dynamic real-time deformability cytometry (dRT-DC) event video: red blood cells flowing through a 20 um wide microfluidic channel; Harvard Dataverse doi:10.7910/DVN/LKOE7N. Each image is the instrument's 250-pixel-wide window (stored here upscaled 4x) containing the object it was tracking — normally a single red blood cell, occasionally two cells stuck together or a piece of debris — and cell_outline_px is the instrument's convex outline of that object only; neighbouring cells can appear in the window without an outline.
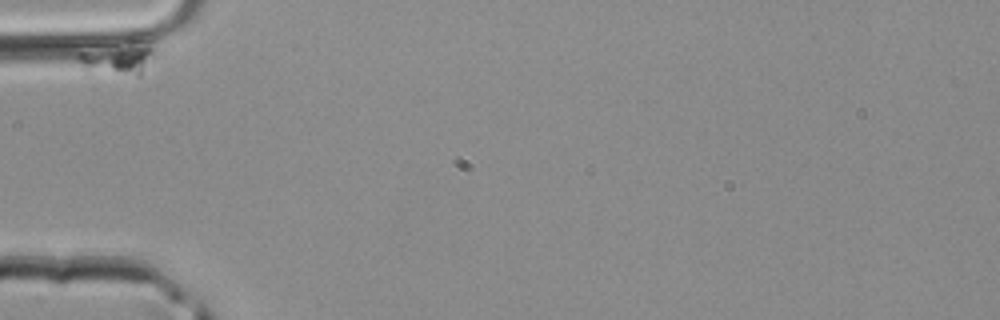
{"species": "common noctule bat (a hibernating species)", "species_latin": "Nyctalus noctula", "temperature_condition": "room temperature", "stored_images_in_passage": 15, "camera_frame_rate_fps": 3000, "um_per_image_px": 0.085, "animal": {"sex": "male", "body_mass_g": 20.4}, "frame": {"image": 1, "passage_image": 1, "time_ms": 0.0, "image_size_px": [1000, 320], "cell_outline_px": [[152, 52], [140, 76], [84, 72], [76, 60], [76, 56], [80, 52], [128, 40], [132, 40], [148, 48]], "centroid_in_image_um": [9.82, 5.01], "position_along_channel_um": 75.2, "area_um2": 14.1}}